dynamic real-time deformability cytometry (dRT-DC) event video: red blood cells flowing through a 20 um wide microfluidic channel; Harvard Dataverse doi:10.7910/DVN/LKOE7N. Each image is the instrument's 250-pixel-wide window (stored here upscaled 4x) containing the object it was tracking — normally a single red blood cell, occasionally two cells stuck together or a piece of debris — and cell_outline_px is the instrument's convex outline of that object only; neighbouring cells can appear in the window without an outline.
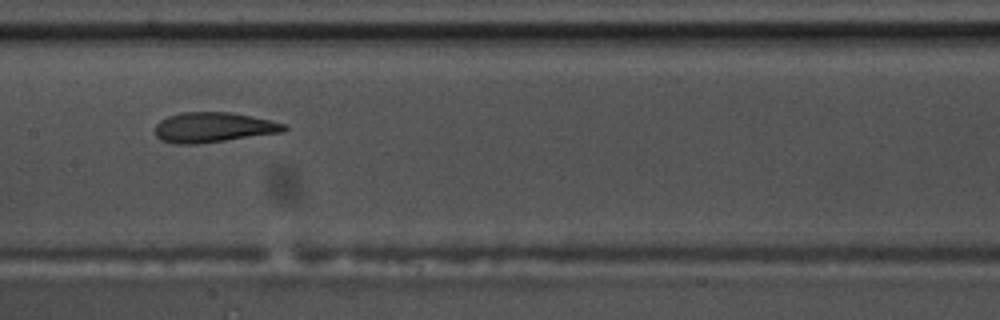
{"species": "common noctule bat (a hibernating species)", "species_latin": "Nyctalus noctula", "temperature_condition": "warm", "stored_images_in_passage": 44, "camera_frame_rate_fps": 3000, "um_per_image_px": 0.085, "animal": {"sex": "male", "body_mass_g": 17.5, "forearm_length_mm": 52.3}, "frame": {"image": 1, "passage_image": 16, "time_ms": 5.0, "image_size_px": [1000, 320], "cell_outline_px": [[288, 128], [284, 132], [196, 144], [176, 144], [160, 140], [156, 136], [156, 124], [160, 120], [168, 116], [180, 112], [232, 112], [252, 116], [284, 124]], "centroid_in_image_um": [18.11, 10.82], "position_along_channel_um": 189.3, "area_um2": 22.54}}
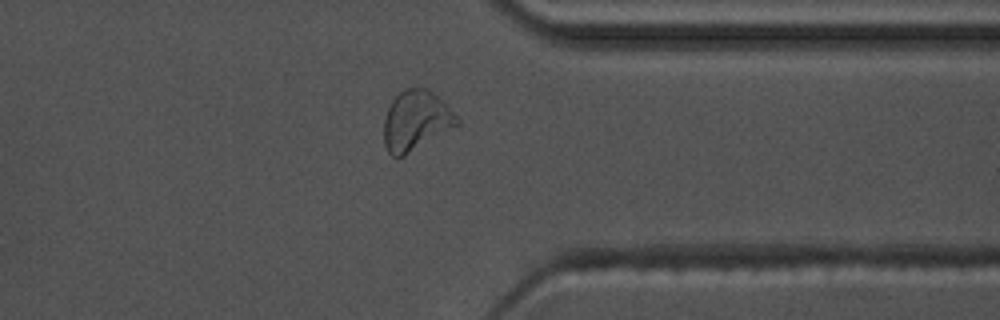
{"frame": {"image": 2, "passage_image": 32, "time_ms": 10.333, "image_size_px": [1000, 320], "cell_outline_px": [[460, 124], [404, 156], [392, 156], [388, 152], [384, 144], [384, 120], [388, 108], [392, 100], [404, 88], [428, 88], [460, 120]], "centroid_in_image_um": [35.33, 10.27], "position_along_channel_um": 376.1, "area_um2": 25.14}}
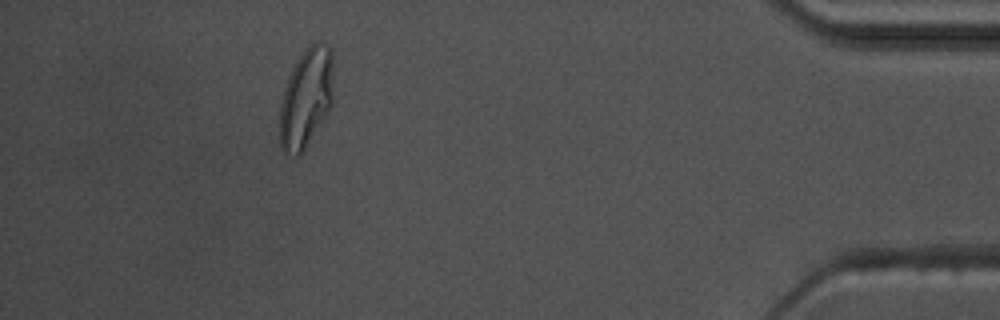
{"frame": {"image": 3, "passage_image": 39, "time_ms": 12.667, "image_size_px": [1000, 320], "cell_outline_px": [[332, 104], [300, 156], [296, 156], [284, 152], [280, 148], [280, 104], [284, 88], [288, 76], [296, 60], [304, 48], [308, 44], [316, 40], [328, 44], [332, 48]], "centroid_in_image_um": [26.01, 8.27], "position_along_channel_um": 409.2, "area_um2": 31.33}, "authors_computed_cell_mechanics": {"area_um2": 22.8888, "velocity_mm_per_s": 3.5811, "shape_relaxation_time_tau1_ms": 6.0084, "shape_relaxation_time_tau2_ms": 1.1949, "deformation_change_tau1": 0.2171, "deformation_change_tau2": 0.0982}}